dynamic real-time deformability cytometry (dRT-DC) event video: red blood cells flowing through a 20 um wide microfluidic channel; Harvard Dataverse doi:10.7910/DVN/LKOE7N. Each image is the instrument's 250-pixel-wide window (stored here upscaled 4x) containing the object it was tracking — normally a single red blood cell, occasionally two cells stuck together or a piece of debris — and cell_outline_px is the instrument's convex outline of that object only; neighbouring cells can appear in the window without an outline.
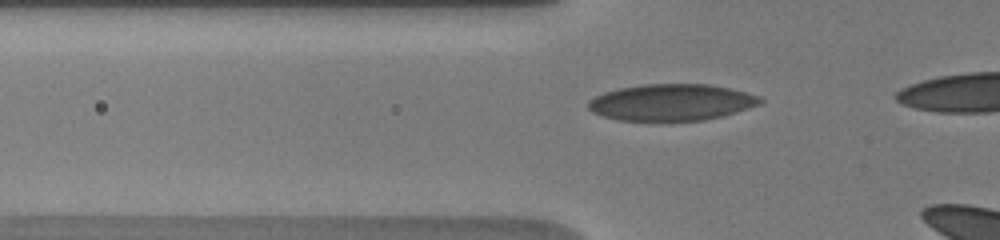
{"species": "human", "species_latin": "Homo sapiens", "temperature_condition": "warm", "stored_images_in_passage": 24, "camera_frame_rate_fps": 3000, "um_per_image_px": 0.085, "donor": {"sex": "male"}, "frame": {"image": 1, "passage_image": 4, "time_ms": 1.333, "image_size_px": [1000, 240], "cell_outline_px": [[764, 100], [760, 104], [736, 112], [704, 120], [620, 120], [604, 116], [592, 112], [588, 108], [588, 100], [604, 92], [620, 88], [644, 84], [708, 84], [728, 88], [760, 96]], "centroid_in_image_um": [57.07, 8.69], "position_along_channel_um": 68.7, "area_um2": 36.24}}
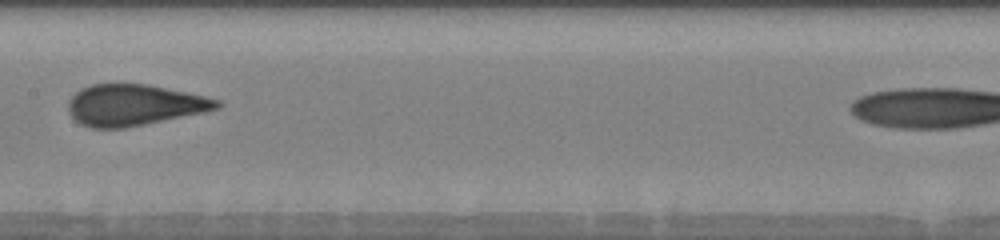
{"frame": {"image": 2, "passage_image": 10, "time_ms": 4.667, "image_size_px": [1000, 240], "cell_outline_px": [[224, 104], [220, 108], [204, 112], [124, 128], [92, 128], [80, 124], [68, 112], [68, 100], [80, 88], [92, 84], [148, 84], [204, 96], [220, 100]], "centroid_in_image_um": [11.39, 8.92], "position_along_channel_um": 196.0, "area_um2": 35.6}}
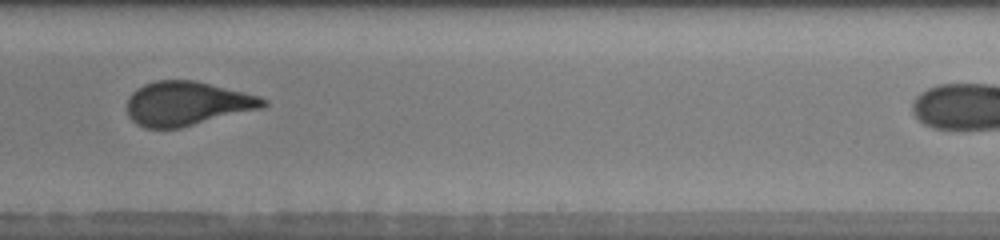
{"frame": {"image": 3, "passage_image": 15, "time_ms": 6.667, "image_size_px": [1000, 240], "cell_outline_px": [[268, 104], [264, 108], [180, 128], [144, 128], [136, 124], [128, 116], [128, 96], [136, 88], [144, 84], [156, 80], [196, 80], [260, 96], [268, 100]], "centroid_in_image_um": [15.91, 8.8], "position_along_channel_um": 273.1, "area_um2": 35.32}}